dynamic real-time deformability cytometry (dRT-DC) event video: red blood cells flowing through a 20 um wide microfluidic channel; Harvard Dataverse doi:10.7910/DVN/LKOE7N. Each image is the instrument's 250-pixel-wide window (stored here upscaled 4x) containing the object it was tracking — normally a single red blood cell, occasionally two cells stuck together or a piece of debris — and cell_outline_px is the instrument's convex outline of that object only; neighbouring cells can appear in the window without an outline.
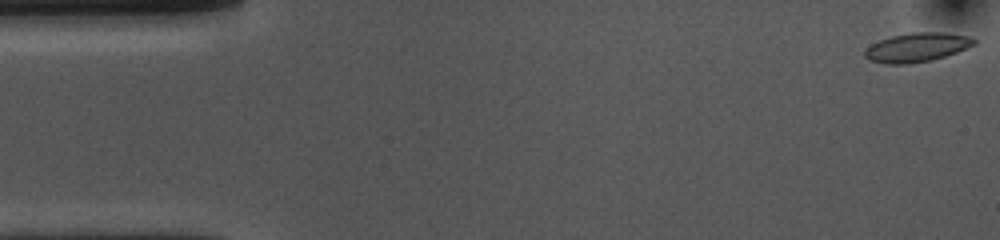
{"species": "common noctule bat (a hibernating species)", "species_latin": "Nyctalus noctula", "temperature_condition": "cold", "stored_images_in_passage": 53, "camera_frame_rate_fps": 3000, "um_per_image_px": 0.085, "animal": {"sex": "female", "body_mass_g": 10.0, "forearm_length_mm": 53.1}, "frame": {"image": 1, "passage_image": 1, "time_ms": 0.0, "image_size_px": [1000, 240], "cell_outline_px": [[976, 44], [956, 52], [932, 60], [904, 64], [888, 64], [868, 60], [864, 56], [864, 48], [880, 40], [892, 36], [912, 32], [944, 32], [972, 36], [976, 40]], "centroid_in_image_um": [77.94, 4.02], "position_along_channel_um": 7.1, "area_um2": 18.55}}
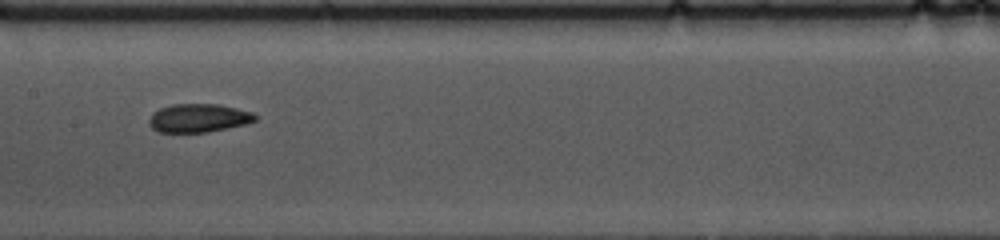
{"frame": {"image": 2, "passage_image": 25, "time_ms": 8.0, "image_size_px": [1000, 240], "cell_outline_px": [[256, 120], [244, 124], [228, 128], [208, 132], [156, 132], [148, 124], [148, 120], [152, 112], [160, 108], [172, 104], [216, 104], [236, 108], [252, 112], [256, 116]], "centroid_in_image_um": [16.82, 10.03], "position_along_channel_um": 190.6, "area_um2": 17.63}}
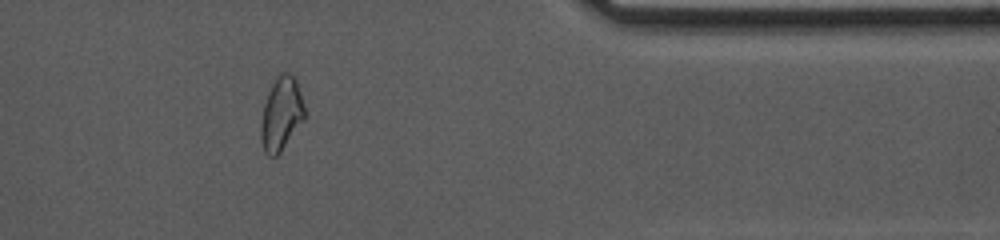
{"frame": {"image": 3, "passage_image": 43, "time_ms": 14.0, "image_size_px": [1000, 240], "cell_outline_px": [[304, 120], [280, 152], [276, 156], [268, 156], [264, 152], [260, 140], [260, 124], [264, 104], [268, 92], [276, 76], [280, 72], [288, 72], [296, 80], [304, 104]], "centroid_in_image_um": [23.89, 9.69], "position_along_channel_um": 387.5, "area_um2": 18.73}, "authors_computed_cell_mechanics": {"area_um2": 18.2648, "velocity_mm_per_s": 3.7025, "shape_relaxation_time_tau1_ms": 6.0487, "shape_relaxation_time_tau2_ms": 2.9119, "deformation_change_tau1": 0.1313, "deformation_change_tau2": 0.0733}}